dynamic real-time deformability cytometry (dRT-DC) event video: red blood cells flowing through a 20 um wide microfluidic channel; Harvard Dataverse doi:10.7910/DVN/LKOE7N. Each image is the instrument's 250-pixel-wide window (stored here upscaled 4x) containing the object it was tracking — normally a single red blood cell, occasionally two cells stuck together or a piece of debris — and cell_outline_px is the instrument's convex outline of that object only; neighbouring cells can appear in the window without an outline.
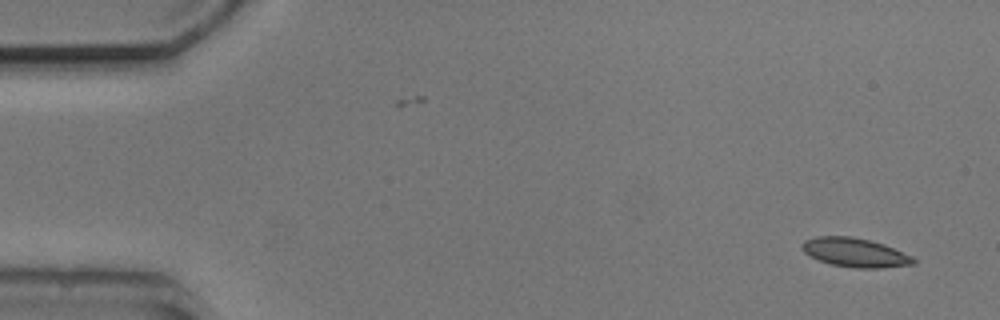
{"species": "common noctule bat (a hibernating species)", "species_latin": "Nyctalus noctula", "temperature_condition": "cold", "stored_images_in_passage": 2, "camera_frame_rate_fps": 3000, "um_per_image_px": 0.085, "animal": {"sex": "male", "body_mass_g": 20.5, "forearm_length_mm": 52.5}, "frame": {"image": 1, "passage_image": 2, "time_ms": 1.333, "image_size_px": [1000, 320], "cell_outline_px": [[916, 264], [880, 268], [856, 268], [832, 264], [820, 260], [804, 252], [800, 244], [804, 240], [816, 236], [852, 236], [884, 244], [912, 256], [916, 260]], "centroid_in_image_um": [72.69, 21.46], "position_along_channel_um": 12.3, "area_um2": 18.73}}